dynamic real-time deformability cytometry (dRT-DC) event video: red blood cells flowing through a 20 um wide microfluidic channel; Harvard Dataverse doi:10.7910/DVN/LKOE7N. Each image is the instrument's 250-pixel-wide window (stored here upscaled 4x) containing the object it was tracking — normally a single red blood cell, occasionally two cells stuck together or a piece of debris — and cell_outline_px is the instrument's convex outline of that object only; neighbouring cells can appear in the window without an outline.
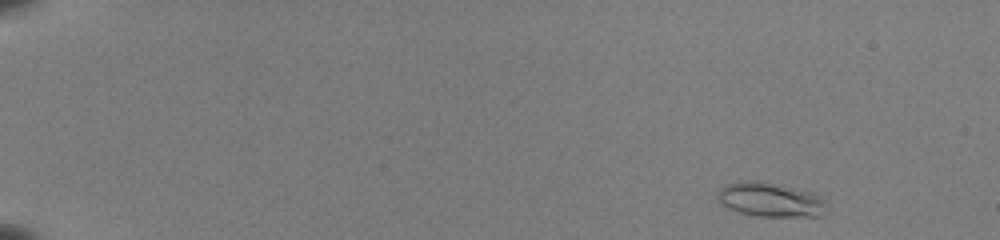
{"species": "common noctule bat (a hibernating species)", "species_latin": "Nyctalus noctula", "temperature_condition": "room temperature", "stored_images_in_passage": 50, "camera_frame_rate_fps": 3000, "um_per_image_px": 0.085, "animal": {"sex": "female", "body_mass_g": 22.0, "forearm_length_mm": 56.7}, "frame": {"image": 1, "passage_image": 3, "time_ms": 0.667, "image_size_px": [1000, 240], "cell_outline_px": [[824, 200], [820, 216], [756, 216], [740, 212], [728, 208], [720, 204], [716, 200], [716, 192], [724, 184], [740, 180], [760, 180], [796, 188], [812, 192], [820, 196]], "centroid_in_image_um": [65.35, 16.94], "position_along_channel_um": 19.6, "area_um2": 21.91}}
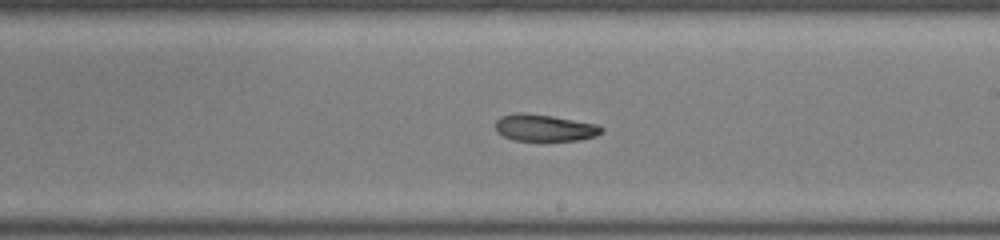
{"frame": {"image": 2, "passage_image": 31, "time_ms": 10.0, "image_size_px": [1000, 240], "cell_outline_px": [[604, 132], [596, 136], [580, 140], [512, 140], [496, 132], [496, 120], [500, 116], [516, 112], [524, 112], [552, 116], [600, 124], [604, 128]], "centroid_in_image_um": [46.31, 10.85], "position_along_channel_um": 242.7, "area_um2": 16.82}}
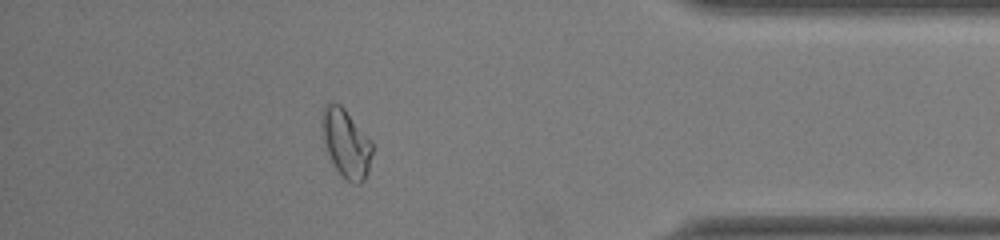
{"frame": {"image": 3, "passage_image": 45, "time_ms": 14.667, "image_size_px": [1000, 240], "cell_outline_px": [[372, 152], [368, 172], [364, 180], [360, 184], [356, 184], [344, 180], [336, 168], [328, 152], [324, 140], [320, 124], [320, 112], [324, 104], [332, 100], [340, 104], [344, 108], [372, 140]], "centroid_in_image_um": [29.4, 12.13], "position_along_channel_um": 405.8, "area_um2": 20.4}, "authors_computed_cell_mechanics": {"area_um2": 18.3226, "velocity_mm_per_s": 3.9873, "shape_relaxation_time_tau1_ms": 5.7525, "shape_relaxation_time_tau2_ms": null, "deformation_change_tau1": 0.15, "deformation_change_tau2": null}}